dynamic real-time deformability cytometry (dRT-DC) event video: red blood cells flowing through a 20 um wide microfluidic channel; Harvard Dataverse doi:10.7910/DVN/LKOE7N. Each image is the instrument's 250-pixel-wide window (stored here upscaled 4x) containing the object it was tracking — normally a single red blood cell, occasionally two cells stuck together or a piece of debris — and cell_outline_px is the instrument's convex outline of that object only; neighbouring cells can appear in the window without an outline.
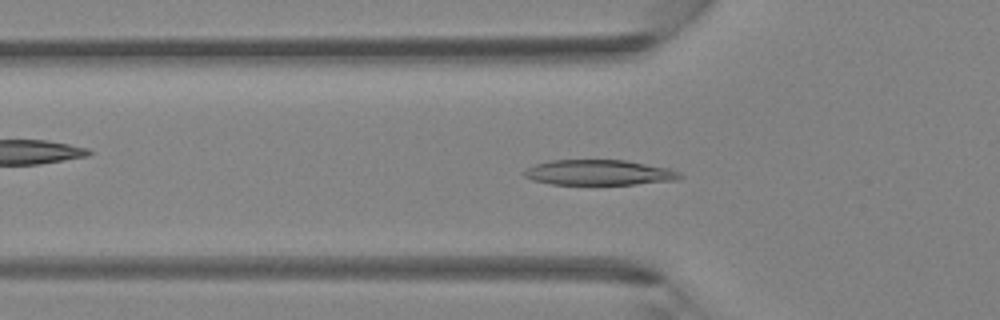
{"species": "Egyptian fruit bat (a non-hibernating species)", "species_latin": "Rousettus aegyptiacus", "temperature_condition": "room temperature", "stored_images_in_passage": 43, "camera_frame_rate_fps": 3000, "um_per_image_px": 0.085, "animal": {"sex": "female"}, "frame": {"image": 1, "passage_image": 14, "time_ms": 4.333, "image_size_px": [1000, 320], "cell_outline_px": [[684, 176], [680, 180], [636, 184], [552, 184], [532, 180], [524, 176], [520, 172], [524, 168], [548, 160], [624, 160], [668, 168], [680, 172]], "centroid_in_image_um": [50.89, 14.66], "position_along_channel_um": 74.9, "area_um2": 23.18}}
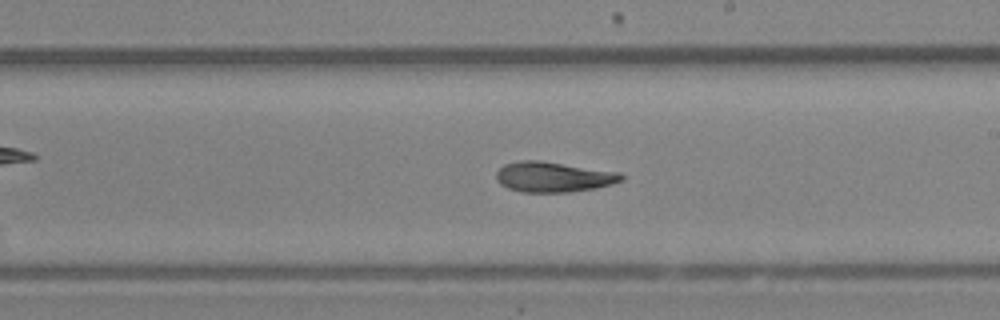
{"frame": {"image": 2, "passage_image": 25, "time_ms": 8.0, "image_size_px": [1000, 320], "cell_outline_px": [[624, 180], [612, 184], [596, 188], [568, 192], [520, 192], [508, 188], [500, 184], [496, 180], [496, 172], [504, 164], [520, 160], [540, 160], [620, 172], [624, 176]], "centroid_in_image_um": [47.04, 15.03], "position_along_channel_um": 242.0, "area_um2": 22.25}}
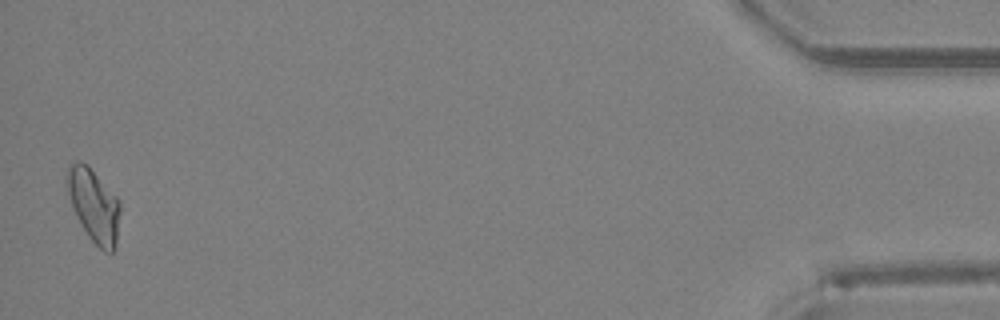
{"frame": {"image": 3, "passage_image": 43, "time_ms": 14.0, "image_size_px": [1000, 320], "cell_outline_px": [[120, 212], [116, 244], [112, 252], [104, 252], [88, 236], [72, 204], [68, 192], [68, 168], [76, 160], [80, 160], [88, 164], [120, 200]], "centroid_in_image_um": [8.02, 17.43], "position_along_channel_um": 427.2, "area_um2": 22.14}}